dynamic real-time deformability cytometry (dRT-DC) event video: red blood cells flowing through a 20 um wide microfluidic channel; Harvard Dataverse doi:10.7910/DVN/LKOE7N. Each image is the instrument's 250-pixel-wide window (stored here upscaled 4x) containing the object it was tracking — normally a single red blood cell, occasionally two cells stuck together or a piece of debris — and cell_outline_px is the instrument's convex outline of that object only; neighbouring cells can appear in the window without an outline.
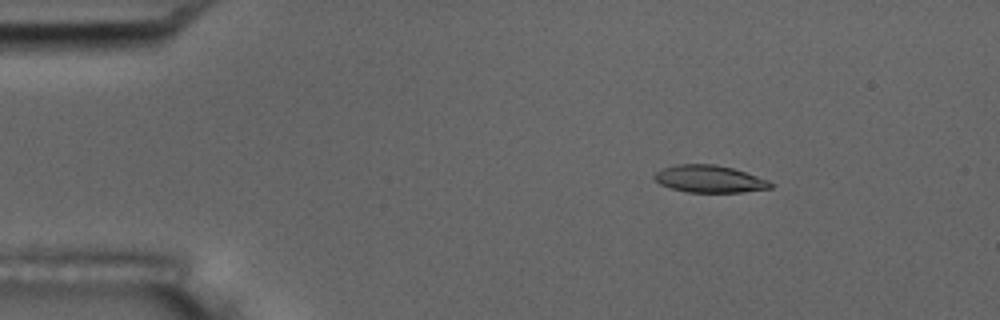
{"species": "common noctule bat (a hibernating species)", "species_latin": "Nyctalus noctula", "temperature_condition": "room temperature", "stored_images_in_passage": 5, "camera_frame_rate_fps": 3000, "um_per_image_px": 0.085, "animal": {"sex": "male", "body_mass_g": 17.5, "forearm_length_mm": 52.3}, "frame": {"image": 1, "passage_image": 3, "time_ms": 0.667, "image_size_px": [1000, 320], "cell_outline_px": [[776, 184], [772, 188], [740, 192], [688, 192], [672, 188], [660, 184], [652, 176], [656, 172], [664, 168], [676, 164], [716, 164], [732, 168], [768, 180]], "centroid_in_image_um": [60.32, 15.21], "position_along_channel_um": 24.7, "area_um2": 18.32}}